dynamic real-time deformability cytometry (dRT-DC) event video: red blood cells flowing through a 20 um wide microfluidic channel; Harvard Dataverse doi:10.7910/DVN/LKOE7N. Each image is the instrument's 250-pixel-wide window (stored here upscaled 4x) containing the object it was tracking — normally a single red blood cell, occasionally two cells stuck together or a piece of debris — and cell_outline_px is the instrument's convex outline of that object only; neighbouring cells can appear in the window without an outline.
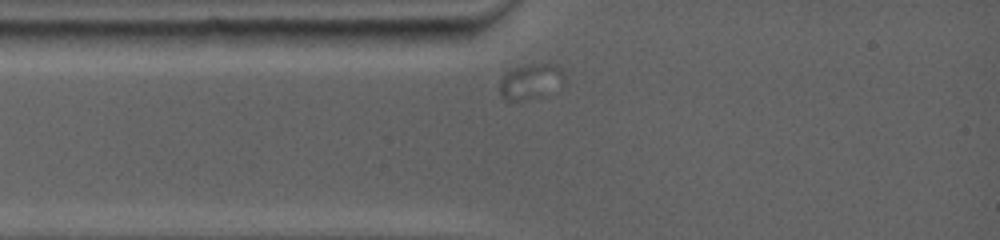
{"species": "common noctule bat (a hibernating species)", "species_latin": "Nyctalus noctula", "temperature_condition": "warm", "stored_images_in_passage": 32, "camera_frame_rate_fps": 5000, "um_per_image_px": 0.085, "animal": {"sex": "female", "body_mass_g": 19.0, "forearm_length_mm": 53.3}, "frame": {"image": 1, "passage_image": 2, "time_ms": 0.4, "image_size_px": [1000, 240], "cell_outline_px": [[564, 72], [544, 96], [524, 100], [516, 100], [504, 96], [500, 92], [500, 84], [504, 80], [516, 72], [524, 68], [536, 64], [556, 64], [564, 68]], "centroid_in_image_um": [45.16, 6.95], "position_along_channel_um": 39.8, "area_um2": 11.5}}
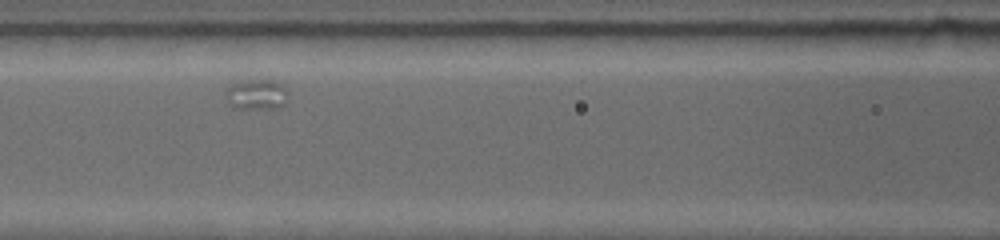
{"frame": {"image": 2, "passage_image": 11, "time_ms": 5.0, "image_size_px": [1000, 240], "cell_outline_px": [[288, 92], [284, 104], [280, 108], [232, 108], [224, 92], [232, 84], [260, 80], [268, 80], [280, 84]], "centroid_in_image_um": [21.81, 8.06], "position_along_channel_um": 144.8, "area_um2": 10.64}}
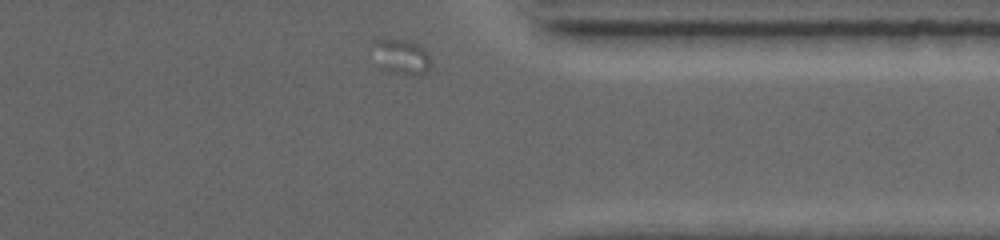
{"frame": {"image": 3, "passage_image": 32, "time_ms": 15.4, "image_size_px": [1000, 240], "cell_outline_px": [[432, 64], [428, 72], [420, 76], [396, 72], [388, 68], [372, 40], [408, 40], [416, 44], [428, 56]], "centroid_in_image_um": [34.32, 4.83], "position_along_channel_um": 377.1, "area_um2": 10.46}}